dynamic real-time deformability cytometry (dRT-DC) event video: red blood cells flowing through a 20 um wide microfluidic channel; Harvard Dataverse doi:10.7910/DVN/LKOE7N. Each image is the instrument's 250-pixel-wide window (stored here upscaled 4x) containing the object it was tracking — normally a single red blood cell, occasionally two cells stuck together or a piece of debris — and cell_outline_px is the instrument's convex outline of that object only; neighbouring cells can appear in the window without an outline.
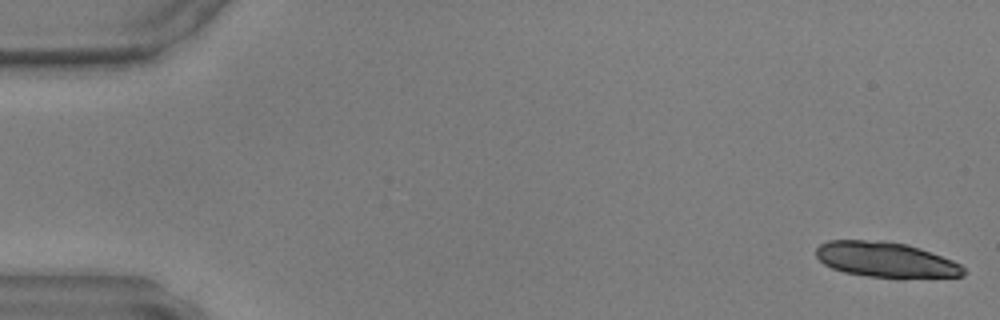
{"species": "common noctule bat (a hibernating species)", "species_latin": "Nyctalus noctula", "temperature_condition": "warm", "stored_images_in_passage": 47, "camera_frame_rate_fps": 3000, "um_per_image_px": 0.085, "animal": {"sex": "male", "body_mass_g": 17.9, "forearm_length_mm": 54.2}, "frame": {"image": 1, "passage_image": 1, "time_ms": 0.0, "image_size_px": [1000, 320], "cell_outline_px": [[968, 272], [964, 276], [904, 280], [896, 280], [868, 276], [844, 272], [832, 268], [824, 264], [816, 256], [816, 248], [820, 244], [828, 240], [884, 240], [908, 244], [920, 248], [952, 260], [960, 264]], "centroid_in_image_um": [75.35, 22.11], "position_along_channel_um": 9.6, "area_um2": 31.33}}
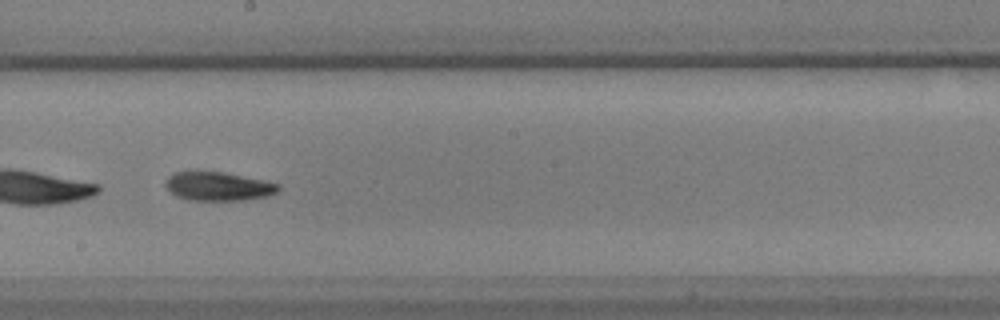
{"frame": {"image": 2, "passage_image": 27, "time_ms": 8.667, "image_size_px": [1000, 320], "cell_outline_px": [[280, 188], [276, 192], [268, 196], [244, 200], [188, 200], [176, 196], [164, 184], [164, 180], [172, 172], [196, 168], [224, 172], [280, 184]], "centroid_in_image_um": [18.46, 15.79], "position_along_channel_um": 229.7, "area_um2": 19.54}}